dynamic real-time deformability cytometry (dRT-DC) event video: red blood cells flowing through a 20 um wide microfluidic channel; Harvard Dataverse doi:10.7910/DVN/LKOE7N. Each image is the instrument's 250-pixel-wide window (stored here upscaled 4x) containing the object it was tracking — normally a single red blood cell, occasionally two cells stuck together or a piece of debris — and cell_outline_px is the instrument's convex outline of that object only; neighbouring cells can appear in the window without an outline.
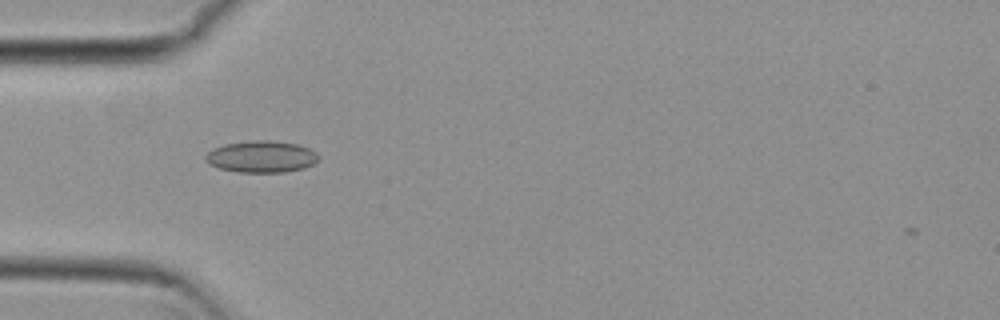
{"species": "common noctule bat (a hibernating species)", "species_latin": "Nyctalus noctula", "temperature_condition": "cold", "stored_images_in_passage": 39, "camera_frame_rate_fps": 3000, "um_per_image_px": 0.085, "animal": {"sex": "female", "body_mass_g": 29.2, "forearm_length_mm": 56.3}, "frame": {"image": 1, "passage_image": 2, "time_ms": 0.333, "image_size_px": [1000, 320], "cell_outline_px": [[320, 156], [312, 164], [304, 168], [284, 172], [236, 172], [220, 168], [208, 164], [204, 160], [204, 156], [212, 148], [224, 144], [252, 140], [268, 140], [296, 144], [308, 148], [316, 152]], "centroid_in_image_um": [22.17, 13.31], "position_along_channel_um": 62.8, "area_um2": 20.92}}
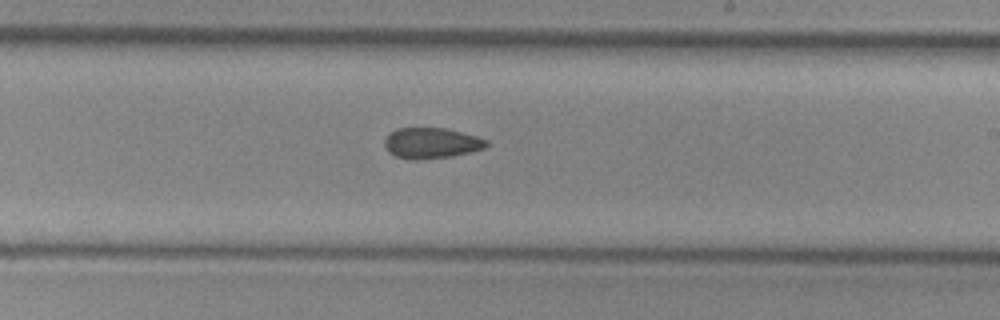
{"frame": {"image": 2, "passage_image": 17, "time_ms": 5.333, "image_size_px": [1000, 320], "cell_outline_px": [[488, 144], [484, 148], [452, 156], [416, 160], [412, 160], [396, 156], [388, 152], [384, 144], [384, 140], [396, 128], [448, 128], [476, 136], [488, 140]], "centroid_in_image_um": [36.66, 12.16], "position_along_channel_um": 252.3, "area_um2": 18.15}}
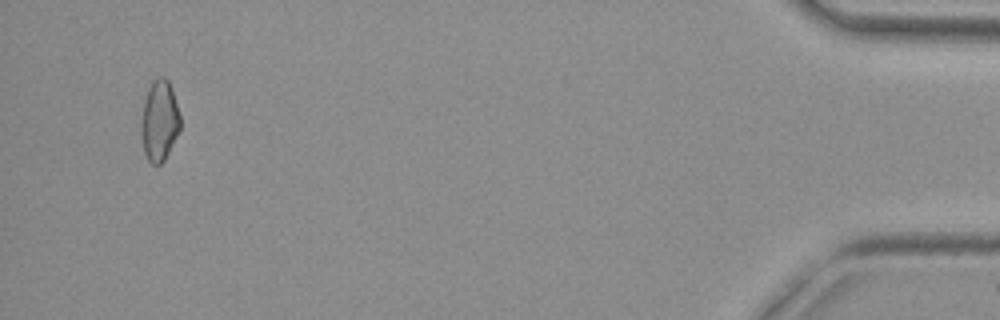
{"frame": {"image": 3, "passage_image": 37, "time_ms": 12.0, "image_size_px": [1000, 320], "cell_outline_px": [[180, 128], [164, 160], [160, 164], [152, 164], [148, 160], [144, 152], [140, 128], [140, 120], [144, 100], [148, 88], [152, 80], [160, 76], [164, 76], [168, 80], [172, 88], [180, 116]], "centroid_in_image_um": [13.53, 10.22], "position_along_channel_um": 421.7, "area_um2": 18.44}, "authors_computed_cell_mechanics": {"area_um2": 18.4382, "velocity_mm_per_s": 3.8155, "shape_relaxation_time_tau1_ms": null, "shape_relaxation_time_tau2_ms": 3.4305, "deformation_change_tau1": null, "deformation_change_tau2": 0.094}}